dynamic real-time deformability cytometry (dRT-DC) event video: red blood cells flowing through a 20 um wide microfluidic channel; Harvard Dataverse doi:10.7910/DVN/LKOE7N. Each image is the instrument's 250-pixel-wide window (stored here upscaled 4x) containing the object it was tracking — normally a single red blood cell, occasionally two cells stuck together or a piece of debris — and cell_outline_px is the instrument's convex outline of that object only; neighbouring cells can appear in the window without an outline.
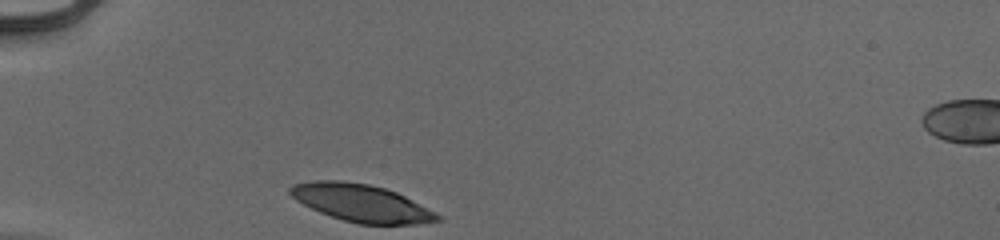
{"species": "human", "species_latin": "Homo sapiens", "temperature_condition": "cold", "stored_images_in_passage": 29, "camera_frame_rate_fps": 3000, "um_per_image_px": 0.085, "donor": {"sex": "male"}, "frame": {"image": 1, "passage_image": 1, "time_ms": 0.0, "image_size_px": [1000, 240], "cell_outline_px": [[440, 220], [416, 224], [360, 224], [344, 220], [320, 212], [296, 200], [288, 192], [288, 188], [292, 184], [312, 180], [340, 180], [368, 184], [384, 188], [396, 192], [412, 200], [440, 216]], "centroid_in_image_um": [30.65, 17.24], "position_along_channel_um": 54.4, "area_um2": 31.67}}
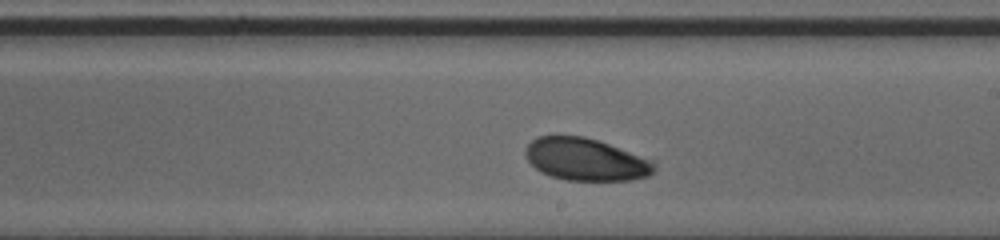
{"frame": {"image": 2, "passage_image": 17, "time_ms": 5.333, "image_size_px": [1000, 240], "cell_outline_px": [[656, 168], [648, 176], [632, 180], [564, 180], [540, 172], [524, 156], [524, 148], [536, 136], [584, 136], [656, 160]], "centroid_in_image_um": [49.8, 13.55], "position_along_channel_um": 239.2, "area_um2": 31.96}}
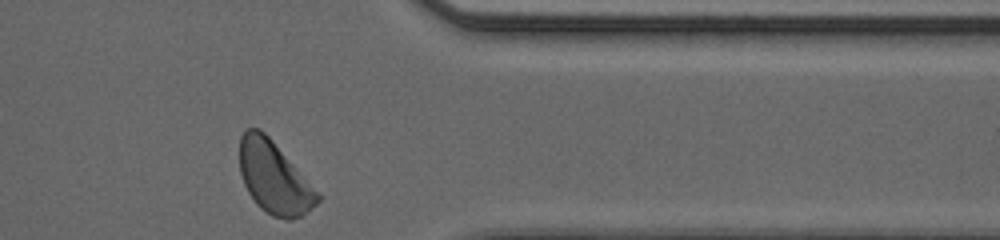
{"frame": {"image": 3, "passage_image": 29, "time_ms": 9.333, "image_size_px": [1000, 240], "cell_outline_px": [[320, 200], [316, 204], [300, 216], [292, 220], [288, 220], [272, 216], [260, 208], [256, 204], [248, 192], [244, 184], [240, 172], [240, 136], [248, 128], [260, 128], [268, 136], [320, 196]], "centroid_in_image_um": [23.25, 15.11], "position_along_channel_um": 388.2, "area_um2": 31.91}, "authors_computed_cell_mechanics": {"area_um2": 32.7726, "velocity_mm_per_s": 3.8923, "shape_relaxation_time_tau1_ms": 2.303, "shape_relaxation_time_tau2_ms": 6.0447, "deformation_change_tau1": 0.1082, "deformation_change_tau2": 0.1001}}